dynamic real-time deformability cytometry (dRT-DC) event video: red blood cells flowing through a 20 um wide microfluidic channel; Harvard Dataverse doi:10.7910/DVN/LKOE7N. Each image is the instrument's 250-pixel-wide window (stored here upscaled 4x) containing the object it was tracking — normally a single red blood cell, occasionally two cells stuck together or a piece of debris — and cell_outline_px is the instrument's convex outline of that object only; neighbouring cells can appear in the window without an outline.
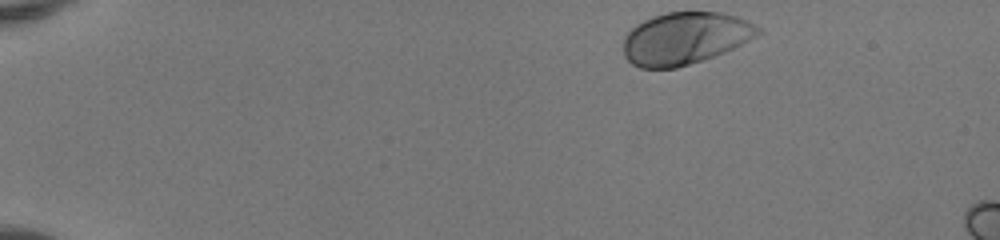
{"species": "human", "species_latin": "Homo sapiens", "temperature_condition": "room temperature", "stored_images_in_passage": 44, "camera_frame_rate_fps": 3000, "um_per_image_px": 0.085, "donor": {"sex": "female"}, "frame": {"image": 1, "passage_image": 1, "time_ms": 0.0, "image_size_px": [1000, 240], "cell_outline_px": [[764, 32], [724, 52], [676, 68], [640, 68], [632, 64], [624, 56], [624, 36], [636, 24], [652, 16], [668, 12], [720, 12], [736, 16], [748, 20], [764, 28]], "centroid_in_image_um": [58.24, 3.24], "position_along_channel_um": 26.8, "area_um2": 40.92}}
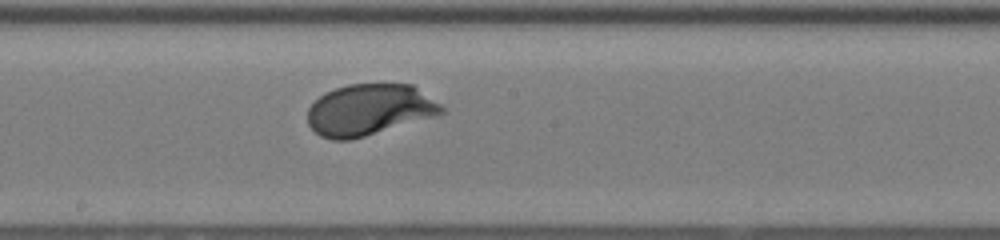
{"frame": {"image": 2, "passage_image": 23, "time_ms": 7.333, "image_size_px": [1000, 240], "cell_outline_px": [[444, 112], [436, 116], [352, 140], [332, 140], [320, 136], [308, 124], [308, 108], [324, 92], [348, 84], [412, 84], [440, 104], [444, 108]], "centroid_in_image_um": [31.38, 9.34], "position_along_channel_um": 216.8, "area_um2": 40.0}}
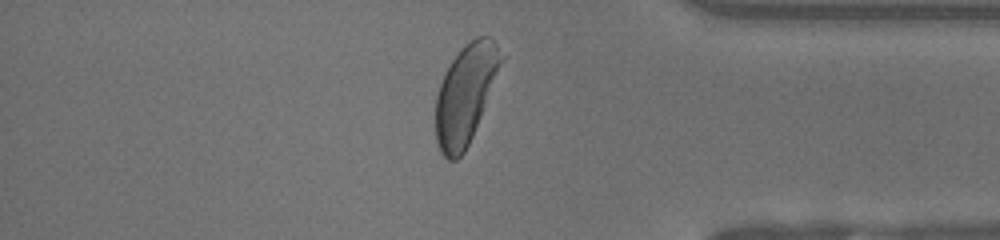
{"frame": {"image": 3, "passage_image": 37, "time_ms": 12.0, "image_size_px": [1000, 240], "cell_outline_px": [[508, 56], [472, 136], [464, 152], [456, 160], [448, 160], [440, 152], [436, 140], [436, 96], [440, 84], [452, 60], [476, 36], [492, 36]], "centroid_in_image_um": [39.65, 7.97], "position_along_channel_um": 395.5, "area_um2": 38.15}, "authors_computed_cell_mechanics": {"area_um2": 39.882, "velocity_mm_per_s": 4.1003, "shape_relaxation_time_tau1_ms": 1.3868, "shape_relaxation_time_tau2_ms": null, "deformation_change_tau1": 0.1152, "deformation_change_tau2": null}}